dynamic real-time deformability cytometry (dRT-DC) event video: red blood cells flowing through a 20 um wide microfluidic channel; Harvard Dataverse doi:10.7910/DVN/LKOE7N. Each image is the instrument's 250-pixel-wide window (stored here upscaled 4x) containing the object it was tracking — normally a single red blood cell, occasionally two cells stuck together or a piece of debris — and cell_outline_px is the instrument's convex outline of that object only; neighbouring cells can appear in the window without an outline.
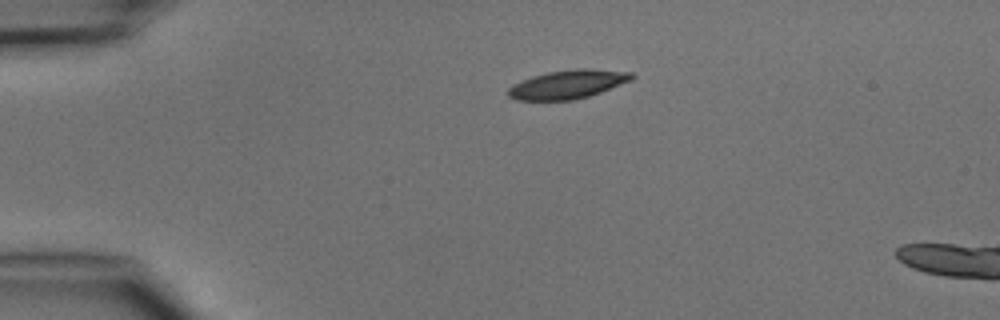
{"species": "common noctule bat (a hibernating species)", "species_latin": "Nyctalus noctula", "temperature_condition": "cold", "stored_images_in_passage": 3, "camera_frame_rate_fps": 3000, "um_per_image_px": 0.085, "animal": {"sex": "male", "body_mass_g": 15.6}, "frame": {"image": 1, "passage_image": 1, "time_ms": 0.0, "image_size_px": [1000, 320], "cell_outline_px": [[636, 76], [632, 80], [600, 92], [588, 96], [572, 100], [516, 100], [508, 96], [508, 88], [512, 84], [520, 80], [532, 76], [548, 72], [576, 68], [588, 68], [632, 72]], "centroid_in_image_um": [48.25, 7.16], "position_along_channel_um": 36.7, "area_um2": 20.75}}